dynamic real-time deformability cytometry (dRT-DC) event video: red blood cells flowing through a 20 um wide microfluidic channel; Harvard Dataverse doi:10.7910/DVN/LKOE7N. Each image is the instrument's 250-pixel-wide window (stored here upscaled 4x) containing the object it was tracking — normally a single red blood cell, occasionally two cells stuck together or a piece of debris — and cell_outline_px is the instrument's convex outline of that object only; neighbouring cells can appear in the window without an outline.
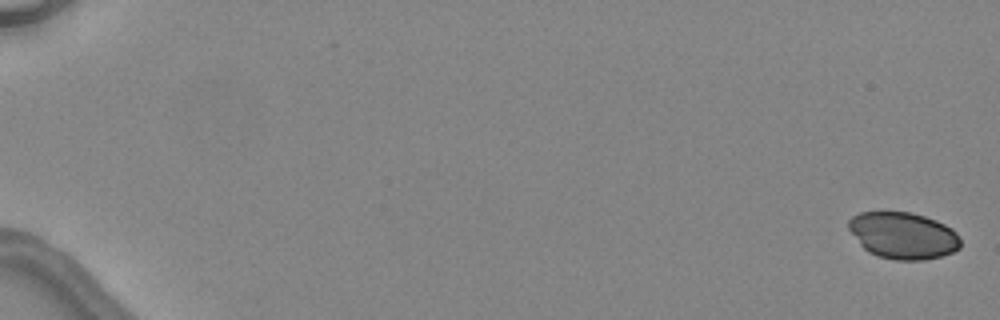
{"species": "common noctule bat (a hibernating species)", "species_latin": "Nyctalus noctula", "temperature_condition": "warm", "stored_images_in_passage": 7, "camera_frame_rate_fps": 3000, "um_per_image_px": 0.085, "animal": {"sex": "female", "body_mass_g": 24.6, "forearm_length_mm": 56.2}, "frame": {"image": 1, "passage_image": 1, "time_ms": 0.0, "image_size_px": [1000, 320], "cell_outline_px": [[960, 248], [952, 252], [940, 256], [924, 260], [896, 260], [880, 256], [868, 252], [860, 244], [848, 228], [848, 220], [852, 216], [860, 212], [912, 212], [936, 220], [952, 228], [956, 232], [960, 240]], "centroid_in_image_um": [76.76, 20.01], "position_along_channel_um": 8.2, "area_um2": 30.4}}